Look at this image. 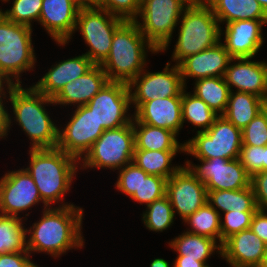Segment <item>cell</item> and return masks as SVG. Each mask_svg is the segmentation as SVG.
I'll return each mask as SVG.
<instances>
[{"instance_id":"6da1fadb","label":"cell","mask_w":267,"mask_h":267,"mask_svg":"<svg viewBox=\"0 0 267 267\" xmlns=\"http://www.w3.org/2000/svg\"><path fill=\"white\" fill-rule=\"evenodd\" d=\"M43 210L41 220L26 230L29 233L27 250L30 255L31 252H47L56 258L69 249L83 247L82 208L64 203L58 208Z\"/></svg>"},{"instance_id":"7a4b0ae2","label":"cell","mask_w":267,"mask_h":267,"mask_svg":"<svg viewBox=\"0 0 267 267\" xmlns=\"http://www.w3.org/2000/svg\"><path fill=\"white\" fill-rule=\"evenodd\" d=\"M29 154L30 166L25 169L34 180L47 209L50 204L62 200L70 190L80 161L58 147L30 149Z\"/></svg>"},{"instance_id":"3957f363","label":"cell","mask_w":267,"mask_h":267,"mask_svg":"<svg viewBox=\"0 0 267 267\" xmlns=\"http://www.w3.org/2000/svg\"><path fill=\"white\" fill-rule=\"evenodd\" d=\"M158 53L135 21H125L113 35L107 58L100 64L109 81L129 84L146 65L147 48Z\"/></svg>"},{"instance_id":"277c9868","label":"cell","mask_w":267,"mask_h":267,"mask_svg":"<svg viewBox=\"0 0 267 267\" xmlns=\"http://www.w3.org/2000/svg\"><path fill=\"white\" fill-rule=\"evenodd\" d=\"M9 97L14 120L31 139V149L55 148L59 128L43 106L44 103L54 104L52 98L43 95L34 86L24 89L21 84L13 87Z\"/></svg>"},{"instance_id":"5b68a950","label":"cell","mask_w":267,"mask_h":267,"mask_svg":"<svg viewBox=\"0 0 267 267\" xmlns=\"http://www.w3.org/2000/svg\"><path fill=\"white\" fill-rule=\"evenodd\" d=\"M181 18L179 36L172 55L177 65L186 57L216 45L222 34L218 19L204 0L189 4Z\"/></svg>"},{"instance_id":"8992f818","label":"cell","mask_w":267,"mask_h":267,"mask_svg":"<svg viewBox=\"0 0 267 267\" xmlns=\"http://www.w3.org/2000/svg\"><path fill=\"white\" fill-rule=\"evenodd\" d=\"M32 27L17 24L0 13V72L20 85V73L33 69L35 53L32 45Z\"/></svg>"},{"instance_id":"52a82bcc","label":"cell","mask_w":267,"mask_h":267,"mask_svg":"<svg viewBox=\"0 0 267 267\" xmlns=\"http://www.w3.org/2000/svg\"><path fill=\"white\" fill-rule=\"evenodd\" d=\"M189 5L186 0H141L138 16L135 19L144 37L159 52L166 50L183 10Z\"/></svg>"},{"instance_id":"ba28073f","label":"cell","mask_w":267,"mask_h":267,"mask_svg":"<svg viewBox=\"0 0 267 267\" xmlns=\"http://www.w3.org/2000/svg\"><path fill=\"white\" fill-rule=\"evenodd\" d=\"M196 136L184 143V152L196 159L239 158L242 130L219 115L208 130L197 131Z\"/></svg>"},{"instance_id":"9c48e42d","label":"cell","mask_w":267,"mask_h":267,"mask_svg":"<svg viewBox=\"0 0 267 267\" xmlns=\"http://www.w3.org/2000/svg\"><path fill=\"white\" fill-rule=\"evenodd\" d=\"M135 135L133 122L115 129H107L83 156L84 168L119 170L133 161Z\"/></svg>"},{"instance_id":"30bf717a","label":"cell","mask_w":267,"mask_h":267,"mask_svg":"<svg viewBox=\"0 0 267 267\" xmlns=\"http://www.w3.org/2000/svg\"><path fill=\"white\" fill-rule=\"evenodd\" d=\"M125 21L98 6L79 9L75 30L80 29L82 38L90 47L85 55L95 65H100L107 58L114 32Z\"/></svg>"},{"instance_id":"8fae6325","label":"cell","mask_w":267,"mask_h":267,"mask_svg":"<svg viewBox=\"0 0 267 267\" xmlns=\"http://www.w3.org/2000/svg\"><path fill=\"white\" fill-rule=\"evenodd\" d=\"M201 165L186 161V167L206 186L207 191L239 190L251 185V176L239 159H198Z\"/></svg>"},{"instance_id":"7c38bea8","label":"cell","mask_w":267,"mask_h":267,"mask_svg":"<svg viewBox=\"0 0 267 267\" xmlns=\"http://www.w3.org/2000/svg\"><path fill=\"white\" fill-rule=\"evenodd\" d=\"M131 95L124 82L109 81L87 104L97 122L105 130L128 125L132 117H127Z\"/></svg>"},{"instance_id":"4fadbf2b","label":"cell","mask_w":267,"mask_h":267,"mask_svg":"<svg viewBox=\"0 0 267 267\" xmlns=\"http://www.w3.org/2000/svg\"><path fill=\"white\" fill-rule=\"evenodd\" d=\"M104 131L86 105L77 106L66 127L58 129L56 147L80 161Z\"/></svg>"},{"instance_id":"5bb4252c","label":"cell","mask_w":267,"mask_h":267,"mask_svg":"<svg viewBox=\"0 0 267 267\" xmlns=\"http://www.w3.org/2000/svg\"><path fill=\"white\" fill-rule=\"evenodd\" d=\"M169 66L170 63L167 62L163 72L151 73L143 70L128 84L131 103L135 105V110L150 100L182 96L185 85L179 66L177 64L172 68ZM132 89H135L134 92Z\"/></svg>"},{"instance_id":"9a60e30c","label":"cell","mask_w":267,"mask_h":267,"mask_svg":"<svg viewBox=\"0 0 267 267\" xmlns=\"http://www.w3.org/2000/svg\"><path fill=\"white\" fill-rule=\"evenodd\" d=\"M40 201L38 188L26 169L8 172L0 179L1 215L19 217L18 213Z\"/></svg>"},{"instance_id":"2e32d148","label":"cell","mask_w":267,"mask_h":267,"mask_svg":"<svg viewBox=\"0 0 267 267\" xmlns=\"http://www.w3.org/2000/svg\"><path fill=\"white\" fill-rule=\"evenodd\" d=\"M166 195L174 214L176 210L182 220L203 206L208 198L205 184L186 166L181 167L166 181Z\"/></svg>"},{"instance_id":"e0dca14e","label":"cell","mask_w":267,"mask_h":267,"mask_svg":"<svg viewBox=\"0 0 267 267\" xmlns=\"http://www.w3.org/2000/svg\"><path fill=\"white\" fill-rule=\"evenodd\" d=\"M251 59L231 58L224 79L230 91L234 86L239 92L251 93L267 100V62H254ZM233 61L238 62L231 65Z\"/></svg>"},{"instance_id":"ac0fdd59","label":"cell","mask_w":267,"mask_h":267,"mask_svg":"<svg viewBox=\"0 0 267 267\" xmlns=\"http://www.w3.org/2000/svg\"><path fill=\"white\" fill-rule=\"evenodd\" d=\"M79 9L72 0H42L39 22L58 45H65L75 32Z\"/></svg>"},{"instance_id":"d6986e66","label":"cell","mask_w":267,"mask_h":267,"mask_svg":"<svg viewBox=\"0 0 267 267\" xmlns=\"http://www.w3.org/2000/svg\"><path fill=\"white\" fill-rule=\"evenodd\" d=\"M267 20H237L226 24L224 46L232 58H253L264 40L262 26Z\"/></svg>"},{"instance_id":"ffe728a7","label":"cell","mask_w":267,"mask_h":267,"mask_svg":"<svg viewBox=\"0 0 267 267\" xmlns=\"http://www.w3.org/2000/svg\"><path fill=\"white\" fill-rule=\"evenodd\" d=\"M231 58L221 41L202 52L186 57L178 64L185 87L187 77L195 80L224 77Z\"/></svg>"},{"instance_id":"44dd1931","label":"cell","mask_w":267,"mask_h":267,"mask_svg":"<svg viewBox=\"0 0 267 267\" xmlns=\"http://www.w3.org/2000/svg\"><path fill=\"white\" fill-rule=\"evenodd\" d=\"M266 244L249 229L227 238L221 246V257L232 267H260Z\"/></svg>"},{"instance_id":"7402d4cb","label":"cell","mask_w":267,"mask_h":267,"mask_svg":"<svg viewBox=\"0 0 267 267\" xmlns=\"http://www.w3.org/2000/svg\"><path fill=\"white\" fill-rule=\"evenodd\" d=\"M138 122L165 128L176 135L183 127L182 96L157 98L141 104L132 115Z\"/></svg>"},{"instance_id":"603a6c76","label":"cell","mask_w":267,"mask_h":267,"mask_svg":"<svg viewBox=\"0 0 267 267\" xmlns=\"http://www.w3.org/2000/svg\"><path fill=\"white\" fill-rule=\"evenodd\" d=\"M94 65L85 54L63 60L53 65L33 86L43 95L53 98L66 84L87 73Z\"/></svg>"},{"instance_id":"cb8c5ba5","label":"cell","mask_w":267,"mask_h":267,"mask_svg":"<svg viewBox=\"0 0 267 267\" xmlns=\"http://www.w3.org/2000/svg\"><path fill=\"white\" fill-rule=\"evenodd\" d=\"M109 79L101 65H94L87 73L75 81L66 84L53 98L54 105H86L105 85Z\"/></svg>"},{"instance_id":"d4e9b609","label":"cell","mask_w":267,"mask_h":267,"mask_svg":"<svg viewBox=\"0 0 267 267\" xmlns=\"http://www.w3.org/2000/svg\"><path fill=\"white\" fill-rule=\"evenodd\" d=\"M132 122L135 135V150L184 152V144H179L176 138L177 135L174 132L140 123L134 117Z\"/></svg>"},{"instance_id":"484cf974","label":"cell","mask_w":267,"mask_h":267,"mask_svg":"<svg viewBox=\"0 0 267 267\" xmlns=\"http://www.w3.org/2000/svg\"><path fill=\"white\" fill-rule=\"evenodd\" d=\"M218 22L237 20H267V13L256 0H204Z\"/></svg>"},{"instance_id":"4316f807","label":"cell","mask_w":267,"mask_h":267,"mask_svg":"<svg viewBox=\"0 0 267 267\" xmlns=\"http://www.w3.org/2000/svg\"><path fill=\"white\" fill-rule=\"evenodd\" d=\"M264 102L254 94L231 90L222 116L242 130L261 112Z\"/></svg>"},{"instance_id":"83f0119b","label":"cell","mask_w":267,"mask_h":267,"mask_svg":"<svg viewBox=\"0 0 267 267\" xmlns=\"http://www.w3.org/2000/svg\"><path fill=\"white\" fill-rule=\"evenodd\" d=\"M216 240L198 234L185 232L174 238L169 242L178 256L176 259H195L196 261L203 262L207 267H210L206 260L218 249L221 255V245Z\"/></svg>"},{"instance_id":"f1b7e54d","label":"cell","mask_w":267,"mask_h":267,"mask_svg":"<svg viewBox=\"0 0 267 267\" xmlns=\"http://www.w3.org/2000/svg\"><path fill=\"white\" fill-rule=\"evenodd\" d=\"M207 202L223 213L227 211H257L254 191L252 186L239 190L207 191ZM218 207V209H217Z\"/></svg>"},{"instance_id":"f546056e","label":"cell","mask_w":267,"mask_h":267,"mask_svg":"<svg viewBox=\"0 0 267 267\" xmlns=\"http://www.w3.org/2000/svg\"><path fill=\"white\" fill-rule=\"evenodd\" d=\"M178 151L134 150L133 163L149 175H156L167 180L182 166H173L172 159ZM171 165V167H170Z\"/></svg>"},{"instance_id":"4dcf8cb0","label":"cell","mask_w":267,"mask_h":267,"mask_svg":"<svg viewBox=\"0 0 267 267\" xmlns=\"http://www.w3.org/2000/svg\"><path fill=\"white\" fill-rule=\"evenodd\" d=\"M194 89L195 96L202 99L216 114L223 115L230 94L224 77L197 79Z\"/></svg>"},{"instance_id":"1f68e13d","label":"cell","mask_w":267,"mask_h":267,"mask_svg":"<svg viewBox=\"0 0 267 267\" xmlns=\"http://www.w3.org/2000/svg\"><path fill=\"white\" fill-rule=\"evenodd\" d=\"M21 217L0 214V255L27 250V233Z\"/></svg>"},{"instance_id":"d6a6232c","label":"cell","mask_w":267,"mask_h":267,"mask_svg":"<svg viewBox=\"0 0 267 267\" xmlns=\"http://www.w3.org/2000/svg\"><path fill=\"white\" fill-rule=\"evenodd\" d=\"M221 216L219 211L206 202L183 221L192 227L187 232L219 240L221 245Z\"/></svg>"},{"instance_id":"836d02e7","label":"cell","mask_w":267,"mask_h":267,"mask_svg":"<svg viewBox=\"0 0 267 267\" xmlns=\"http://www.w3.org/2000/svg\"><path fill=\"white\" fill-rule=\"evenodd\" d=\"M182 92V121L187 120L196 127H201L205 131L208 130L219 116L216 114L202 99L194 94Z\"/></svg>"},{"instance_id":"e575fe53","label":"cell","mask_w":267,"mask_h":267,"mask_svg":"<svg viewBox=\"0 0 267 267\" xmlns=\"http://www.w3.org/2000/svg\"><path fill=\"white\" fill-rule=\"evenodd\" d=\"M146 209L142 220L150 231L162 232L172 225L175 214L167 195L155 200Z\"/></svg>"},{"instance_id":"d590c367","label":"cell","mask_w":267,"mask_h":267,"mask_svg":"<svg viewBox=\"0 0 267 267\" xmlns=\"http://www.w3.org/2000/svg\"><path fill=\"white\" fill-rule=\"evenodd\" d=\"M166 181V178L149 175L141 169L139 191H136L131 198L140 204L146 203V206H148L166 195Z\"/></svg>"},{"instance_id":"8d00e7d4","label":"cell","mask_w":267,"mask_h":267,"mask_svg":"<svg viewBox=\"0 0 267 267\" xmlns=\"http://www.w3.org/2000/svg\"><path fill=\"white\" fill-rule=\"evenodd\" d=\"M41 8L42 0H13L11 9L1 10V14L12 22L32 27V20L39 21Z\"/></svg>"},{"instance_id":"74e56055","label":"cell","mask_w":267,"mask_h":267,"mask_svg":"<svg viewBox=\"0 0 267 267\" xmlns=\"http://www.w3.org/2000/svg\"><path fill=\"white\" fill-rule=\"evenodd\" d=\"M256 211H227L224 212V222L221 217V246L231 235L250 228Z\"/></svg>"},{"instance_id":"f35d334b","label":"cell","mask_w":267,"mask_h":267,"mask_svg":"<svg viewBox=\"0 0 267 267\" xmlns=\"http://www.w3.org/2000/svg\"><path fill=\"white\" fill-rule=\"evenodd\" d=\"M242 145H267V120L262 111L242 129Z\"/></svg>"},{"instance_id":"ab89813d","label":"cell","mask_w":267,"mask_h":267,"mask_svg":"<svg viewBox=\"0 0 267 267\" xmlns=\"http://www.w3.org/2000/svg\"><path fill=\"white\" fill-rule=\"evenodd\" d=\"M117 180L115 187L121 193L131 198L136 191H139L141 185V168L133 162L128 163L119 170Z\"/></svg>"},{"instance_id":"60d3db41","label":"cell","mask_w":267,"mask_h":267,"mask_svg":"<svg viewBox=\"0 0 267 267\" xmlns=\"http://www.w3.org/2000/svg\"><path fill=\"white\" fill-rule=\"evenodd\" d=\"M140 6L141 0H102L98 7L126 21H134L138 18Z\"/></svg>"},{"instance_id":"b9f144b4","label":"cell","mask_w":267,"mask_h":267,"mask_svg":"<svg viewBox=\"0 0 267 267\" xmlns=\"http://www.w3.org/2000/svg\"><path fill=\"white\" fill-rule=\"evenodd\" d=\"M238 159L252 177L264 171V146L242 145Z\"/></svg>"},{"instance_id":"7bdbcfd3","label":"cell","mask_w":267,"mask_h":267,"mask_svg":"<svg viewBox=\"0 0 267 267\" xmlns=\"http://www.w3.org/2000/svg\"><path fill=\"white\" fill-rule=\"evenodd\" d=\"M251 186L254 191L257 208L267 210V171L255 173L251 177Z\"/></svg>"},{"instance_id":"ee69618b","label":"cell","mask_w":267,"mask_h":267,"mask_svg":"<svg viewBox=\"0 0 267 267\" xmlns=\"http://www.w3.org/2000/svg\"><path fill=\"white\" fill-rule=\"evenodd\" d=\"M29 254V251L1 254L0 267H38L30 261Z\"/></svg>"},{"instance_id":"f6af8a7d","label":"cell","mask_w":267,"mask_h":267,"mask_svg":"<svg viewBox=\"0 0 267 267\" xmlns=\"http://www.w3.org/2000/svg\"><path fill=\"white\" fill-rule=\"evenodd\" d=\"M250 230L254 232L267 245V214L266 211L257 210L252 218Z\"/></svg>"},{"instance_id":"bcb514c9","label":"cell","mask_w":267,"mask_h":267,"mask_svg":"<svg viewBox=\"0 0 267 267\" xmlns=\"http://www.w3.org/2000/svg\"><path fill=\"white\" fill-rule=\"evenodd\" d=\"M3 100H0V138L7 136L11 125V118L5 107Z\"/></svg>"},{"instance_id":"7dc6e473","label":"cell","mask_w":267,"mask_h":267,"mask_svg":"<svg viewBox=\"0 0 267 267\" xmlns=\"http://www.w3.org/2000/svg\"><path fill=\"white\" fill-rule=\"evenodd\" d=\"M7 84L6 87H8L7 92L10 93L13 87L16 85V83L13 81V79H10L5 73L0 72V100H2V97H6L5 89L3 88V84Z\"/></svg>"},{"instance_id":"c3c4849f","label":"cell","mask_w":267,"mask_h":267,"mask_svg":"<svg viewBox=\"0 0 267 267\" xmlns=\"http://www.w3.org/2000/svg\"><path fill=\"white\" fill-rule=\"evenodd\" d=\"M173 267H207L203 262L195 259H176Z\"/></svg>"},{"instance_id":"681fc988","label":"cell","mask_w":267,"mask_h":267,"mask_svg":"<svg viewBox=\"0 0 267 267\" xmlns=\"http://www.w3.org/2000/svg\"><path fill=\"white\" fill-rule=\"evenodd\" d=\"M150 267H170V266L166 260H164L162 258H155L151 262Z\"/></svg>"},{"instance_id":"f907efd6","label":"cell","mask_w":267,"mask_h":267,"mask_svg":"<svg viewBox=\"0 0 267 267\" xmlns=\"http://www.w3.org/2000/svg\"><path fill=\"white\" fill-rule=\"evenodd\" d=\"M102 0H83V8L99 6Z\"/></svg>"},{"instance_id":"816d5d0a","label":"cell","mask_w":267,"mask_h":267,"mask_svg":"<svg viewBox=\"0 0 267 267\" xmlns=\"http://www.w3.org/2000/svg\"><path fill=\"white\" fill-rule=\"evenodd\" d=\"M260 267H267V245L265 246L264 258Z\"/></svg>"},{"instance_id":"f5cc1de1","label":"cell","mask_w":267,"mask_h":267,"mask_svg":"<svg viewBox=\"0 0 267 267\" xmlns=\"http://www.w3.org/2000/svg\"><path fill=\"white\" fill-rule=\"evenodd\" d=\"M264 171H267V145L264 146Z\"/></svg>"},{"instance_id":"db71d44e","label":"cell","mask_w":267,"mask_h":267,"mask_svg":"<svg viewBox=\"0 0 267 267\" xmlns=\"http://www.w3.org/2000/svg\"><path fill=\"white\" fill-rule=\"evenodd\" d=\"M264 9V11L267 13V0H256Z\"/></svg>"},{"instance_id":"11a10c76","label":"cell","mask_w":267,"mask_h":267,"mask_svg":"<svg viewBox=\"0 0 267 267\" xmlns=\"http://www.w3.org/2000/svg\"><path fill=\"white\" fill-rule=\"evenodd\" d=\"M261 111L264 113V116H265V118L267 120V100H265V102H264V104L262 106Z\"/></svg>"},{"instance_id":"9f6ffc18","label":"cell","mask_w":267,"mask_h":267,"mask_svg":"<svg viewBox=\"0 0 267 267\" xmlns=\"http://www.w3.org/2000/svg\"><path fill=\"white\" fill-rule=\"evenodd\" d=\"M79 8H83V0H72Z\"/></svg>"},{"instance_id":"6f0895ef","label":"cell","mask_w":267,"mask_h":267,"mask_svg":"<svg viewBox=\"0 0 267 267\" xmlns=\"http://www.w3.org/2000/svg\"><path fill=\"white\" fill-rule=\"evenodd\" d=\"M189 4H192V3H197V2H200V1H203V0H186Z\"/></svg>"}]
</instances>
